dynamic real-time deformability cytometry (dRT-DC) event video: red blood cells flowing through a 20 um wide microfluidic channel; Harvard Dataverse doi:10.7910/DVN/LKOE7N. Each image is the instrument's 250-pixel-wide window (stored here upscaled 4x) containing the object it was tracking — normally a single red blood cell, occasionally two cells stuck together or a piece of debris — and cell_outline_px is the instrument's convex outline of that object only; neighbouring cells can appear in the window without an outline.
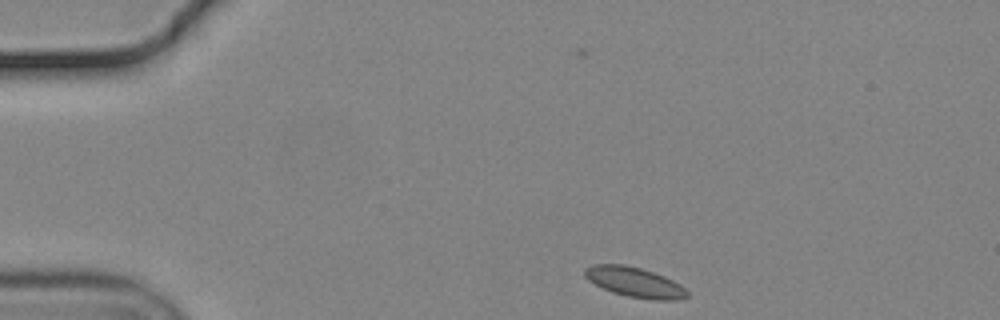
{"species": "common noctule bat (a hibernating species)", "species_latin": "Nyctalus noctula", "temperature_condition": "cold", "stored_images_in_passage": 42, "camera_frame_rate_fps": 3000, "um_per_image_px": 0.085, "animal": {"sex": "male", "body_mass_g": 19.2, "forearm_length_mm": 51.8}, "frame": {"image": 1, "passage_image": 1, "time_ms": 0.0, "image_size_px": [1000, 320], "cell_outline_px": [[688, 296], [680, 300], [656, 300], [628, 296], [612, 292], [588, 280], [584, 276], [584, 268], [592, 264], [624, 264], [640, 268], [664, 276], [680, 284], [688, 292]], "centroid_in_image_um": [53.94, 23.98], "position_along_channel_um": 31.1, "area_um2": 17.8}}
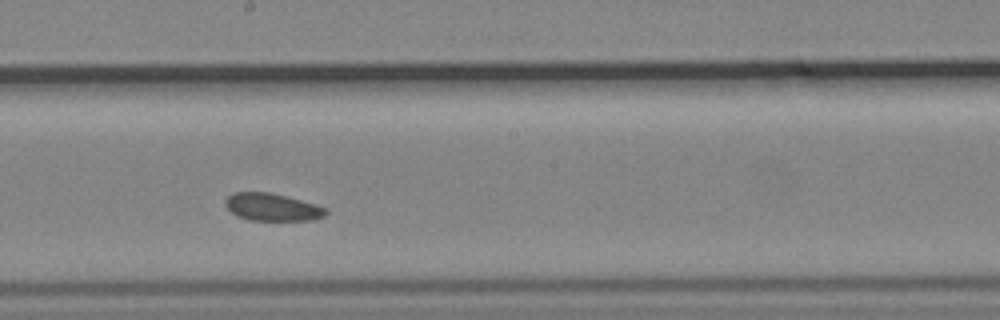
{"frame": {"image": 2, "passage_image": 22, "time_ms": 7.0, "image_size_px": [1000, 320], "cell_outline_px": [[328, 212], [324, 216], [312, 220], [252, 220], [236, 216], [224, 204], [224, 200], [232, 192], [268, 192], [300, 200], [328, 208]], "centroid_in_image_um": [23.12, 17.6], "position_along_channel_um": 225.1, "area_um2": 16.01}}
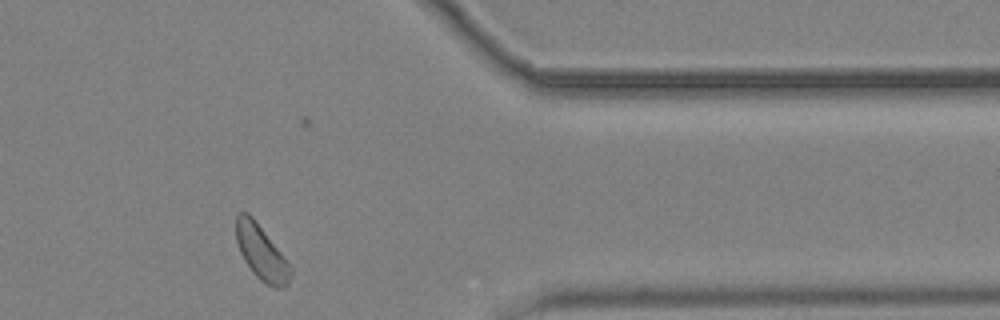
{"frame": {"image": 3, "passage_image": 37, "time_ms": 12.0, "image_size_px": [1000, 320], "cell_outline_px": [[292, 276], [288, 284], [280, 288], [276, 288], [260, 280], [252, 272], [244, 260], [240, 252], [236, 240], [236, 216], [240, 212], [248, 212], [252, 216], [292, 264]], "centroid_in_image_um": [22.25, 21.47], "position_along_channel_um": 389.1, "area_um2": 17.63}, "authors_computed_cell_mechanics": {"area_um2": 17.1377, "velocity_mm_per_s": 3.642, "shape_relaxation_time_tau1_ms": null, "shape_relaxation_time_tau2_ms": 5.9014, "deformation_change_tau1": null, "deformation_change_tau2": 0.0888}}